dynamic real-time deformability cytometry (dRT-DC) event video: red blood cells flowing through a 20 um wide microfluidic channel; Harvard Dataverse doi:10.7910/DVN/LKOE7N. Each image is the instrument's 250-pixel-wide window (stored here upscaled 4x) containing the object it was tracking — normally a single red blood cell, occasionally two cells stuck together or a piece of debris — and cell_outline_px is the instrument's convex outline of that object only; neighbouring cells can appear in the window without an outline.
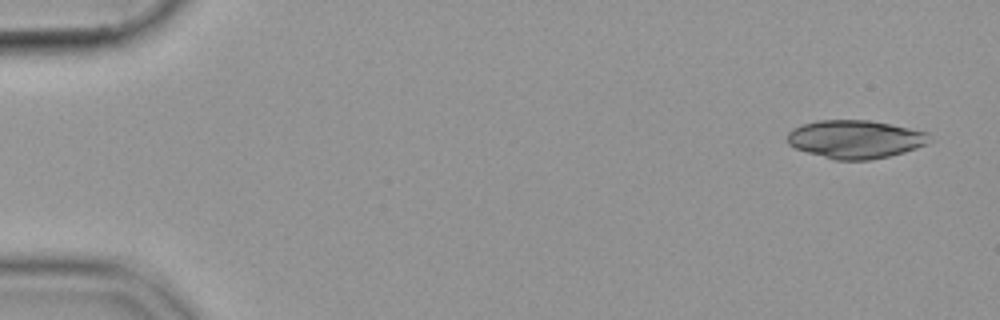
{"species": "common noctule bat (a hibernating species)", "species_latin": "Nyctalus noctula", "temperature_condition": "cold", "stored_images_in_passage": 52, "camera_frame_rate_fps": 3000, "um_per_image_px": 0.085, "animal": {"sex": "female", "body_mass_g": 19.9}, "frame": {"image": 1, "passage_image": 1, "time_ms": 0.0, "image_size_px": [1000, 320], "cell_outline_px": [[928, 144], [904, 152], [888, 156], [868, 160], [836, 160], [808, 152], [796, 148], [788, 144], [784, 140], [788, 132], [792, 128], [816, 120], [868, 120], [928, 132]], "centroid_in_image_um": [72.65, 11.83], "position_along_channel_um": 12.4, "area_um2": 31.5}}